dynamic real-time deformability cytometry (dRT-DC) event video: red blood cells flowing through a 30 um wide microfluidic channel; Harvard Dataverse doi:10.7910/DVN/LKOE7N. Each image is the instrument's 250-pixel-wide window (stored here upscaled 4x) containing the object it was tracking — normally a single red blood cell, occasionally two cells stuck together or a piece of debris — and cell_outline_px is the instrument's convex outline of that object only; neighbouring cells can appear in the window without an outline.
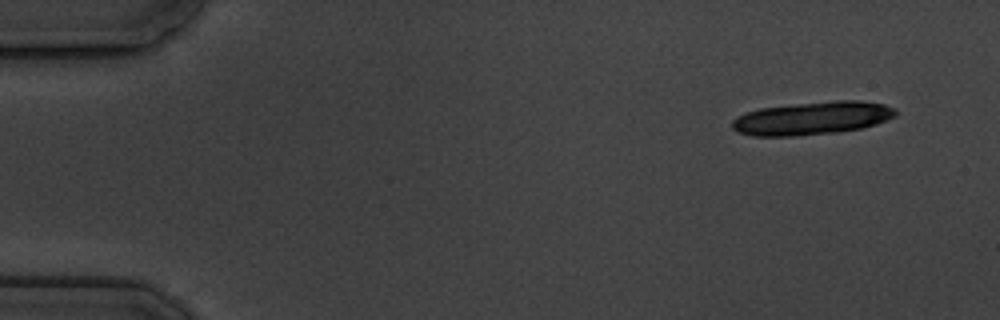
{"species": "common noctule bat (a hibernating species)", "species_latin": "Nyctalus noctula", "temperature_condition": "cold", "stored_images_in_passage": 7, "camera_frame_rate_fps": 3000, "um_per_image_px": 0.085, "animal": {"sex": "male", "body_mass_g": 19.5, "forearm_length_mm": 54.6}, "frame": {"image": 1, "passage_image": 1, "time_ms": 0.0, "image_size_px": [1000, 320], "cell_outline_px": [[896, 116], [876, 124], [860, 128], [836, 132], [792, 136], [752, 136], [736, 132], [732, 128], [732, 120], [748, 112], [760, 108], [836, 100], [860, 100], [884, 104], [896, 108]], "centroid_in_image_um": [69.05, 10.05], "position_along_channel_um": 15.9, "area_um2": 31.33}}
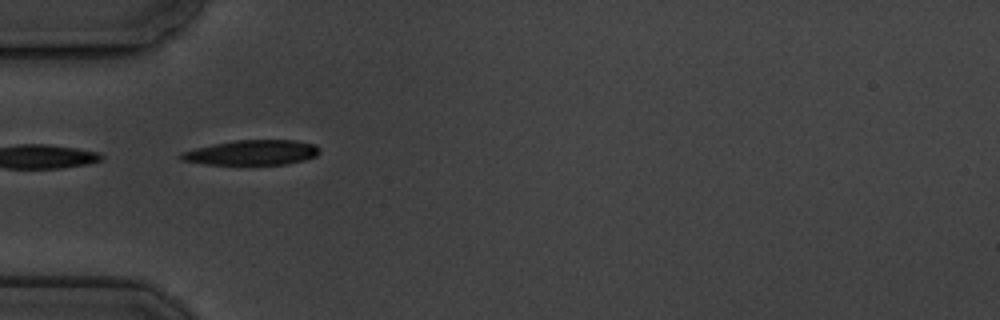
{"frame": {"image": 2, "passage_image": 5, "time_ms": 4.667, "image_size_px": [1000, 320], "cell_outline_px": [[320, 152], [316, 156], [304, 160], [288, 164], [204, 164], [180, 160], [176, 156], [180, 152], [212, 144], [236, 140], [296, 140], [316, 144], [320, 148]], "centroid_in_image_um": [21.4, 12.96], "position_along_channel_um": 63.6, "area_um2": 20.35}}
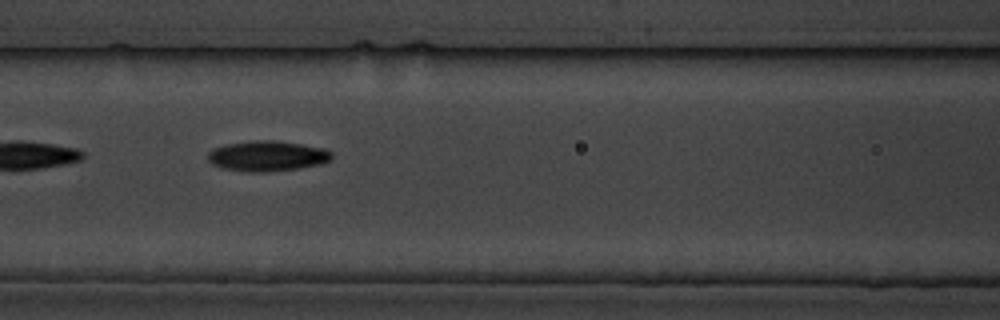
{"frame": {"image": 3, "passage_image": 7, "time_ms": 7.0, "image_size_px": [1000, 320], "cell_outline_px": [[332, 156], [328, 160], [320, 164], [300, 168], [264, 172], [248, 172], [224, 168], [212, 164], [208, 160], [208, 152], [212, 148], [228, 144], [256, 140], [272, 140], [300, 144], [324, 148], [332, 152]], "centroid_in_image_um": [22.7, 13.26], "position_along_channel_um": 143.9, "area_um2": 21.73}}